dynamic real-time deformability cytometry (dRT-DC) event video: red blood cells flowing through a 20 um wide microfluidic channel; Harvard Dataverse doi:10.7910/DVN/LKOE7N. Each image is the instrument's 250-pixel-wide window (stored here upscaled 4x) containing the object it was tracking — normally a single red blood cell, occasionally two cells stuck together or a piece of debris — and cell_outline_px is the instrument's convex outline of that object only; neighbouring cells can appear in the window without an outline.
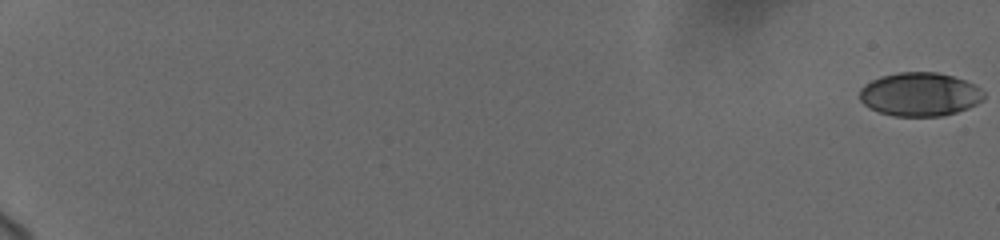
{"species": "human", "species_latin": "Homo sapiens", "temperature_condition": "cold", "stored_images_in_passage": 45, "camera_frame_rate_fps": 3000, "um_per_image_px": 0.085, "donor": {"sex": "female"}, "frame": {"image": 1, "passage_image": 1, "time_ms": 0.0, "image_size_px": [1000, 240], "cell_outline_px": [[984, 100], [968, 108], [944, 116], [892, 116], [868, 108], [860, 100], [860, 88], [864, 84], [880, 76], [900, 72], [936, 72], [952, 76], [976, 84], [984, 92]], "centroid_in_image_um": [78.19, 8.02], "position_along_channel_um": 6.8, "area_um2": 31.79}}
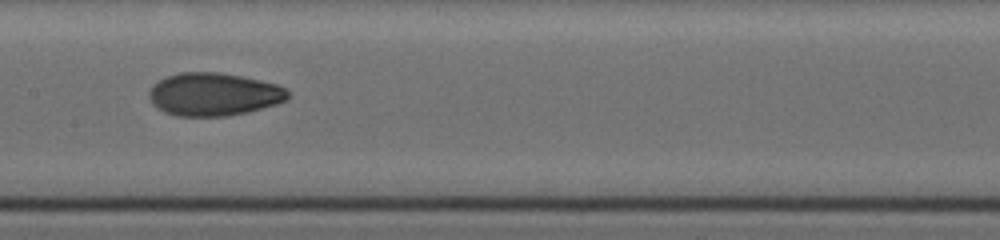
{"frame": {"image": 2, "passage_image": 24, "time_ms": 11.333, "image_size_px": [1000, 240], "cell_outline_px": [[288, 100], [276, 104], [248, 112], [228, 116], [176, 116], [164, 112], [156, 108], [152, 104], [148, 96], [148, 92], [152, 84], [168, 76], [180, 72], [220, 72], [260, 80], [276, 84], [284, 88], [288, 92]], "centroid_in_image_um": [18.13, 8.02], "position_along_channel_um": 189.3, "area_um2": 34.91}}
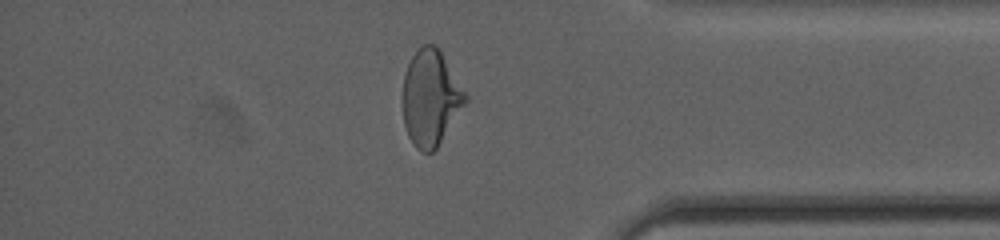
{"frame": {"image": 3, "passage_image": 39, "time_ms": 17.333, "image_size_px": [1000, 240], "cell_outline_px": [[468, 100], [436, 148], [432, 152], [420, 152], [416, 148], [408, 136], [404, 124], [404, 72], [412, 56], [424, 44], [436, 44], [468, 96]], "centroid_in_image_um": [36.61, 8.33], "position_along_channel_um": 398.6, "area_um2": 34.45}}